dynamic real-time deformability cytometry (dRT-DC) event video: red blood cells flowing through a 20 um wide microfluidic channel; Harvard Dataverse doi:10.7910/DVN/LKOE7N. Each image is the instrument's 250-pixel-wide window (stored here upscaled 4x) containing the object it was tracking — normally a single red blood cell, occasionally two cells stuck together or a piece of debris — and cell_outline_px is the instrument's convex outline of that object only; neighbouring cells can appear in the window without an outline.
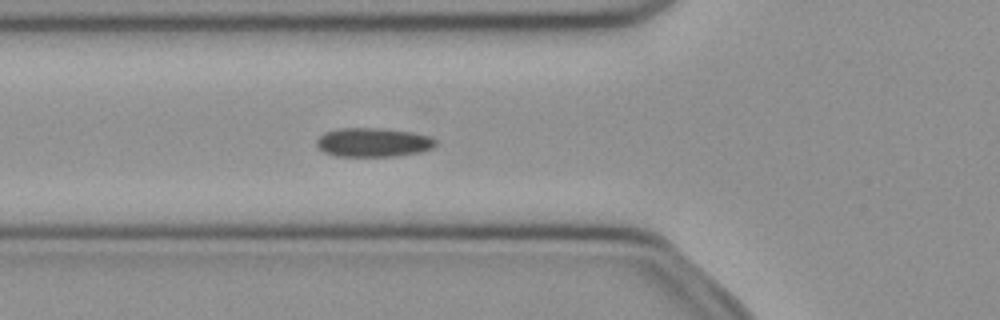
{"species": "common noctule bat (a hibernating species)", "species_latin": "Nyctalus noctula", "temperature_condition": "cold", "stored_images_in_passage": 50, "camera_frame_rate_fps": 3000, "um_per_image_px": 0.085, "animal": {"sex": "female", "body_mass_g": 21.9}, "frame": {"image": 1, "passage_image": 17, "time_ms": 5.333, "image_size_px": [1000, 320], "cell_outline_px": [[436, 144], [432, 148], [420, 152], [396, 156], [336, 156], [324, 152], [316, 144], [316, 140], [324, 132], [340, 128], [380, 128], [412, 132], [428, 136], [436, 140]], "centroid_in_image_um": [31.71, 12.1], "position_along_channel_um": 94.1, "area_um2": 20.06}}
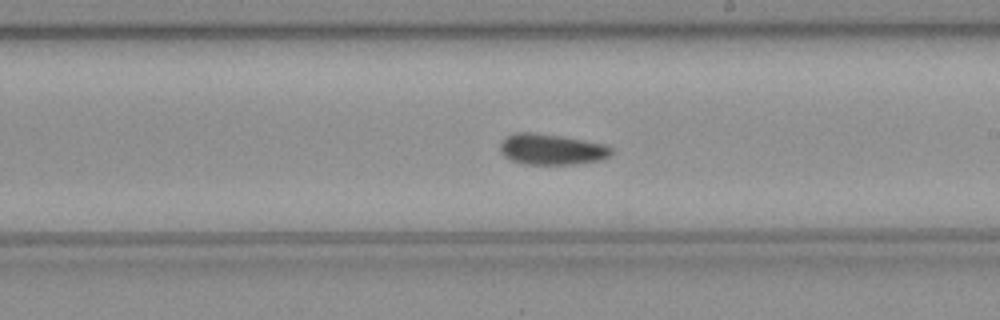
{"frame": {"image": 2, "passage_image": 28, "time_ms": 9.0, "image_size_px": [1000, 320], "cell_outline_px": [[612, 152], [608, 156], [600, 160], [572, 164], [524, 164], [512, 160], [504, 156], [500, 152], [500, 144], [504, 136], [516, 132], [532, 132], [560, 136], [608, 144], [612, 148]], "centroid_in_image_um": [46.86, 12.68], "position_along_channel_um": 242.1, "area_um2": 20.06}}
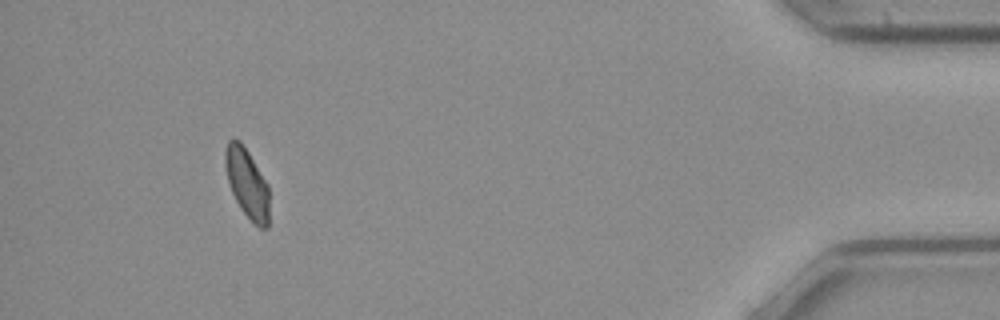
{"frame": {"image": 3, "passage_image": 46, "time_ms": 15.0, "image_size_px": [1000, 320], "cell_outline_px": [[268, 228], [260, 228], [240, 208], [232, 192], [228, 180], [224, 164], [224, 152], [228, 140], [232, 136], [240, 140], [248, 152], [268, 184]], "centroid_in_image_um": [20.97, 15.51], "position_along_channel_um": 414.2, "area_um2": 17.69}}